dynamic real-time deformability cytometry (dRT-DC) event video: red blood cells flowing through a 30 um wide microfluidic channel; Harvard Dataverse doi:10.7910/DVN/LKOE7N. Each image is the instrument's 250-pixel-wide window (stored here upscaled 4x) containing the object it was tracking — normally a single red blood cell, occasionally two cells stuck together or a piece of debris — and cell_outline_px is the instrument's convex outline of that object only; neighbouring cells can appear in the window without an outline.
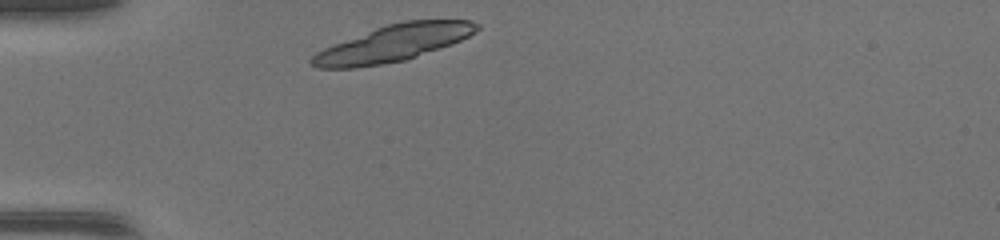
{"species": "common noctule bat (a hibernating species)", "species_latin": "Nyctalus noctula", "temperature_condition": "warm", "stored_images_in_passage": 28, "camera_frame_rate_fps": 3000, "um_per_image_px": 0.085, "animal": {"sex": "female", "body_mass_g": 17.0, "forearm_length_mm": 48.0}, "frame": {"image": 1, "passage_image": 1, "time_ms": 0.0, "image_size_px": [1000, 240], "cell_outline_px": [[480, 28], [476, 32], [452, 44], [404, 60], [356, 68], [316, 68], [308, 64], [308, 60], [316, 52], [324, 48], [376, 28], [388, 24], [404, 20], [472, 20], [480, 24]], "centroid_in_image_um": [33.42, 3.67], "position_along_channel_um": 51.6, "area_um2": 34.85}}